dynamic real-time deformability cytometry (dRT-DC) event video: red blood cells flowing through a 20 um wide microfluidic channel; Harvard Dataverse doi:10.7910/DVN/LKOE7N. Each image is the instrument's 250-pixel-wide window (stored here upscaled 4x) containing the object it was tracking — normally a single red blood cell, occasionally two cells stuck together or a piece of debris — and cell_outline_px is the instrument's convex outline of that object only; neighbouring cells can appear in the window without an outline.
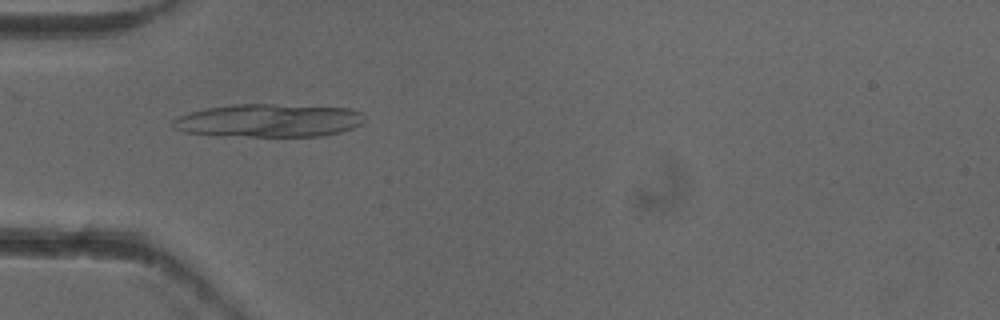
{"species": "common noctule bat (a hibernating species)", "species_latin": "Nyctalus noctula", "temperature_condition": "cold", "stored_images_in_passage": 51, "camera_frame_rate_fps": 3000, "um_per_image_px": 0.085, "animal": {"sex": "female"}, "frame": {"image": 1, "passage_image": 16, "time_ms": 5.0, "image_size_px": [1000, 320], "cell_outline_px": [[364, 120], [360, 124], [352, 128], [340, 132], [320, 136], [216, 136], [184, 132], [176, 128], [172, 124], [172, 120], [176, 116], [188, 112], [204, 108], [232, 104], [276, 104], [352, 108], [364, 112]], "centroid_in_image_um": [22.82, 10.24], "position_along_channel_um": 62.2, "area_um2": 37.51}}
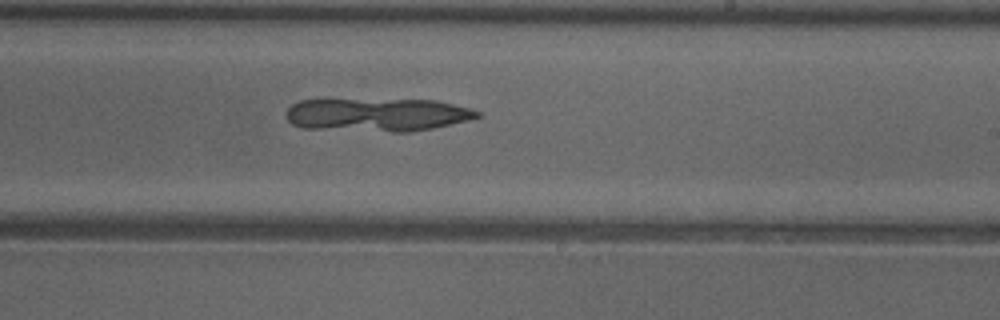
{"frame": {"image": 2, "passage_image": 31, "time_ms": 10.0, "image_size_px": [1000, 320], "cell_outline_px": [[484, 116], [468, 120], [432, 128], [408, 132], [392, 132], [304, 128], [292, 124], [284, 116], [288, 108], [292, 104], [300, 100], [328, 96], [436, 100], [468, 108], [480, 112]], "centroid_in_image_um": [31.95, 9.69], "position_along_channel_um": 257.0, "area_um2": 38.84}}
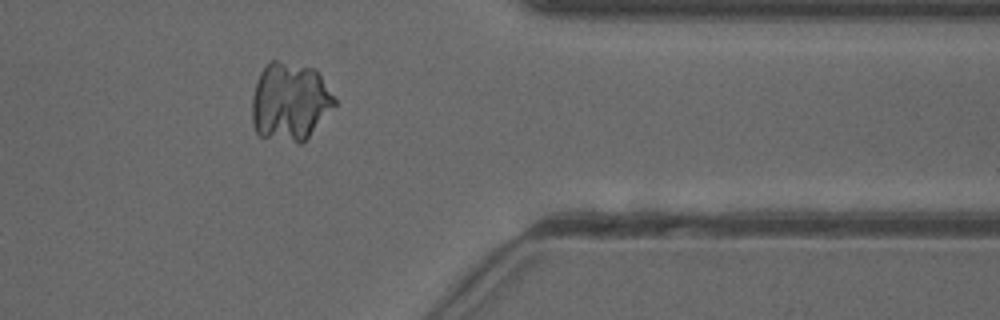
{"frame": {"image": 3, "passage_image": 42, "time_ms": 13.667, "image_size_px": [1000, 320], "cell_outline_px": [[336, 104], [308, 136], [300, 144], [260, 136], [256, 132], [252, 124], [252, 96], [260, 72], [264, 64], [268, 60], [276, 60], [316, 68], [336, 100]], "centroid_in_image_um": [24.61, 8.62], "position_along_channel_um": 386.8, "area_um2": 37.69}}